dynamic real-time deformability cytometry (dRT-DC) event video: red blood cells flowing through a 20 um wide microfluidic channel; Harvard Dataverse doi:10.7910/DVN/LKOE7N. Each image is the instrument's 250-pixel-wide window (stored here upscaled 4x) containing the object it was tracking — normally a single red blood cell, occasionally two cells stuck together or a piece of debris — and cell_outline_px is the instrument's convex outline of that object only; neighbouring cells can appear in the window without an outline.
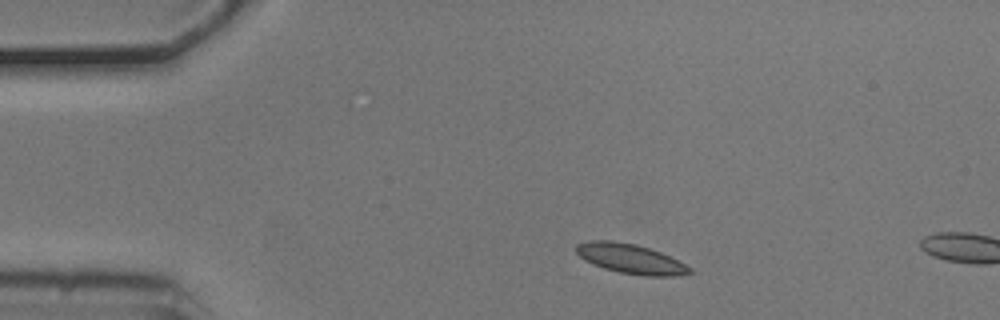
{"species": "common noctule bat (a hibernating species)", "species_latin": "Nyctalus noctula", "temperature_condition": "cold", "stored_images_in_passage": 4, "camera_frame_rate_fps": 3000, "um_per_image_px": 0.085, "animal": {"sex": "male", "body_mass_g": 20.5, "forearm_length_mm": 52.5}, "frame": {"image": 1, "passage_image": 1, "time_ms": 0.0, "image_size_px": [1000, 320], "cell_outline_px": [[696, 272], [676, 276], [644, 276], [620, 272], [604, 268], [592, 264], [584, 260], [576, 252], [576, 244], [588, 240], [612, 240], [636, 244], [660, 252], [692, 268]], "centroid_in_image_um": [53.58, 21.99], "position_along_channel_um": 31.4, "area_um2": 19.65}}